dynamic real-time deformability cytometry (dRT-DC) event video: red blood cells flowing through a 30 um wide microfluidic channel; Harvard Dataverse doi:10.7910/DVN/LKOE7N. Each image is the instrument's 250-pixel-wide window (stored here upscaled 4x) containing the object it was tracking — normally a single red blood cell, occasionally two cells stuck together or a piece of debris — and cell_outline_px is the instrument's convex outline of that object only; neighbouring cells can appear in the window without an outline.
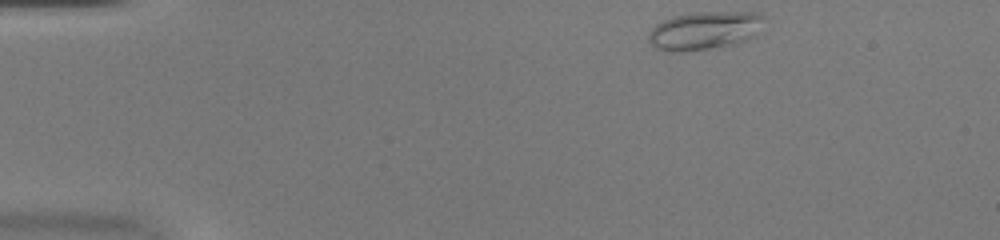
{"species": "common noctule bat (a hibernating species)", "species_latin": "Nyctalus noctula", "temperature_condition": "warm", "stored_images_in_passage": 45, "camera_frame_rate_fps": 3000, "um_per_image_px": 0.085, "animal": {"sex": "female", "body_mass_g": 20.0, "forearm_length_mm": 54.0}, "frame": {"image": 1, "passage_image": 1, "time_ms": 0.0, "image_size_px": [1000, 240], "cell_outline_px": [[760, 16], [756, 36], [736, 44], [720, 48], [672, 52], [668, 52], [656, 48], [648, 40], [648, 32], [656, 24], [664, 20], [676, 16], [692, 12], [760, 12]], "centroid_in_image_um": [59.83, 2.62], "position_along_channel_um": 25.2, "area_um2": 25.61}}
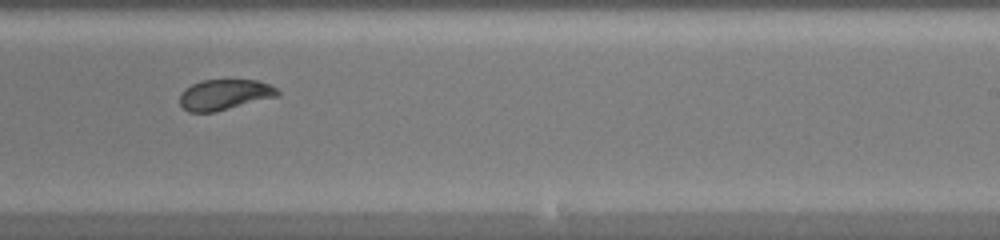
{"frame": {"image": 2, "passage_image": 26, "time_ms": 8.333, "image_size_px": [1000, 240], "cell_outline_px": [[280, 96], [212, 112], [188, 112], [180, 104], [180, 92], [184, 88], [200, 80], [256, 80], [268, 84], [276, 88], [280, 92]], "centroid_in_image_um": [19.07, 8.04], "position_along_channel_um": 269.9, "area_um2": 17.4}}
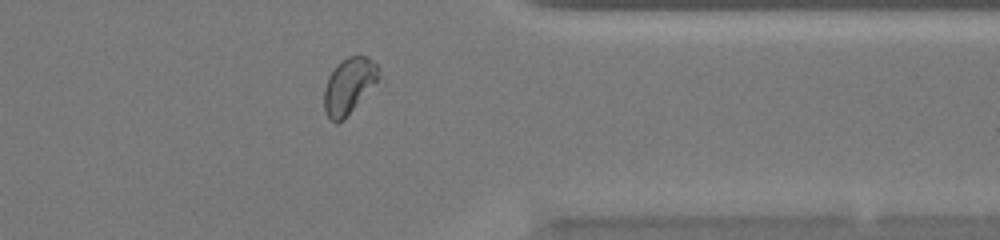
{"frame": {"image": 3, "passage_image": 35, "time_ms": 11.333, "image_size_px": [1000, 240], "cell_outline_px": [[376, 80], [344, 120], [336, 124], [328, 116], [324, 108], [324, 88], [328, 76], [336, 64], [348, 56], [364, 56], [372, 60], [376, 64]], "centroid_in_image_um": [29.57, 7.3], "position_along_channel_um": 381.8, "area_um2": 17.11}, "authors_computed_cell_mechanics": {"area_um2": 18.4382, "velocity_mm_per_s": 3.9586, "shape_relaxation_time_tau1_ms": 3.8946, "shape_relaxation_time_tau2_ms": 0.9661, "deformation_change_tau1": 0.1541, "deformation_change_tau2": 0.0637}}